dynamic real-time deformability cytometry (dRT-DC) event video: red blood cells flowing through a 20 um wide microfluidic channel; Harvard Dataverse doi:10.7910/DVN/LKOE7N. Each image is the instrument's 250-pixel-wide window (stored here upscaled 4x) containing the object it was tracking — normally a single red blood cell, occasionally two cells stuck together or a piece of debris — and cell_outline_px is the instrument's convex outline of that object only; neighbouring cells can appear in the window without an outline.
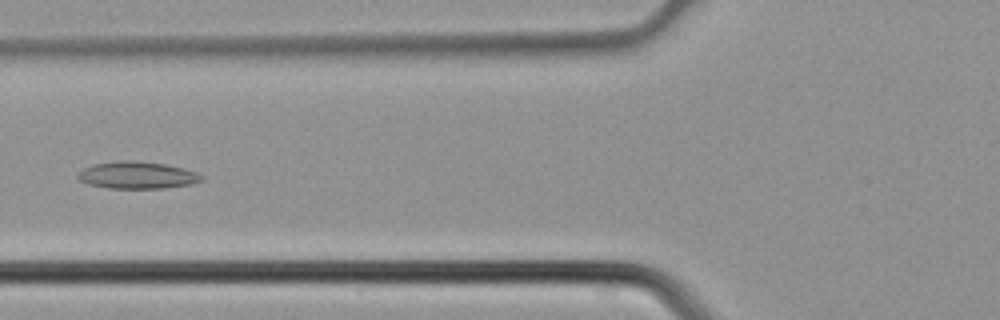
{"species": "common noctule bat (a hibernating species)", "species_latin": "Nyctalus noctula", "temperature_condition": "cold", "stored_images_in_passage": 5, "camera_frame_rate_fps": 3000, "um_per_image_px": 0.085, "animal": {"sex": "male", "body_mass_g": 21.5, "forearm_length_mm": 52.0}, "frame": {"image": 1, "passage_image": 5, "time_ms": 1.333, "image_size_px": [1000, 320], "cell_outline_px": [[204, 180], [192, 184], [164, 188], [108, 188], [88, 184], [80, 180], [76, 176], [84, 168], [96, 164], [116, 160], [132, 160], [164, 164], [184, 168], [196, 172], [204, 176]], "centroid_in_image_um": [11.7, 14.89], "position_along_channel_um": 114.1, "area_um2": 19.54}}